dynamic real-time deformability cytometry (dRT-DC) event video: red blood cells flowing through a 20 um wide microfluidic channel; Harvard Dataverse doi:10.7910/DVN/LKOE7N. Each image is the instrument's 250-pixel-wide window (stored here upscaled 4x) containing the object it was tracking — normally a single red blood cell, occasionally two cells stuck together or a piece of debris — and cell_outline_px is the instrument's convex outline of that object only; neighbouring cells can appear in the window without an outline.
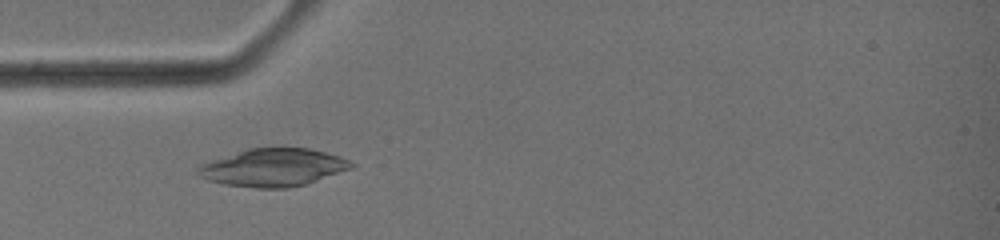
{"species": "common noctule bat (a hibernating species)", "species_latin": "Nyctalus noctula", "temperature_condition": "warm", "stored_images_in_passage": 33, "camera_frame_rate_fps": 3000, "um_per_image_px": 0.085, "animal": {"sex": "female", "body_mass_g": 19.0, "forearm_length_mm": 51.5}, "frame": {"image": 1, "passage_image": 5, "time_ms": 1.333, "image_size_px": [1000, 240], "cell_outline_px": [[356, 164], [352, 168], [308, 184], [288, 188], [256, 188], [224, 184], [208, 180], [200, 176], [196, 172], [200, 164], [248, 148], [308, 148], [340, 156]], "centroid_in_image_um": [23.24, 14.25], "position_along_channel_um": 61.8, "area_um2": 33.7}}
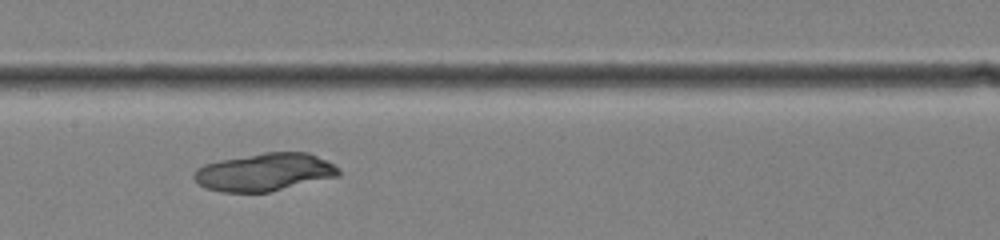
{"frame": {"image": 2, "passage_image": 13, "time_ms": 4.0, "image_size_px": [1000, 240], "cell_outline_px": [[340, 176], [268, 192], [220, 192], [204, 188], [192, 176], [196, 168], [204, 164], [220, 160], [264, 152], [308, 152], [340, 168]], "centroid_in_image_um": [22.47, 14.63], "position_along_channel_um": 184.9, "area_um2": 31.85}}
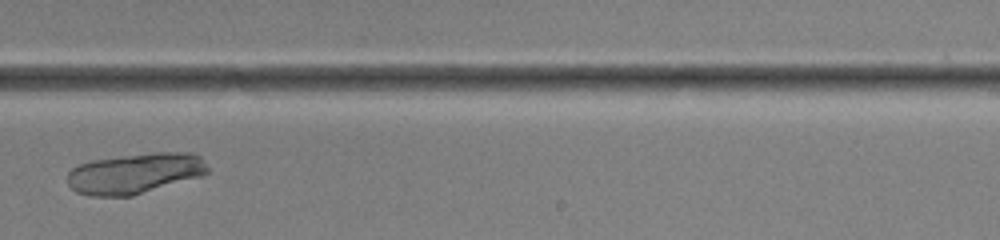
{"frame": {"image": 3, "passage_image": 19, "time_ms": 6.0, "image_size_px": [1000, 240], "cell_outline_px": [[208, 172], [200, 176], [132, 196], [88, 196], [76, 192], [68, 184], [68, 172], [76, 164], [92, 160], [120, 156], [152, 152], [192, 152], [200, 156], [208, 168]], "centroid_in_image_um": [11.44, 14.73], "position_along_channel_um": 277.6, "area_um2": 33.23}}